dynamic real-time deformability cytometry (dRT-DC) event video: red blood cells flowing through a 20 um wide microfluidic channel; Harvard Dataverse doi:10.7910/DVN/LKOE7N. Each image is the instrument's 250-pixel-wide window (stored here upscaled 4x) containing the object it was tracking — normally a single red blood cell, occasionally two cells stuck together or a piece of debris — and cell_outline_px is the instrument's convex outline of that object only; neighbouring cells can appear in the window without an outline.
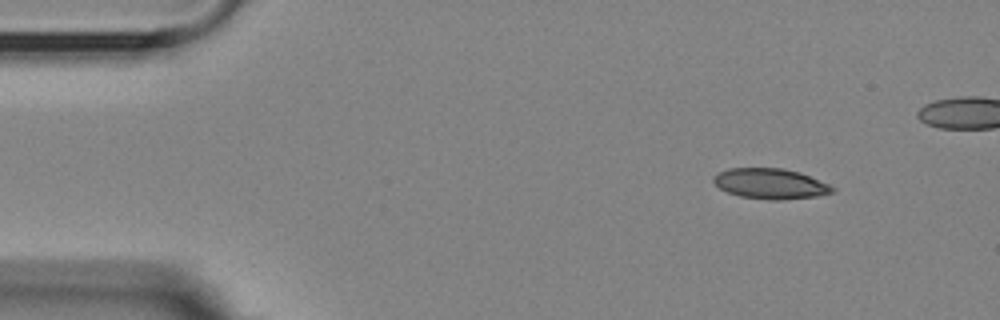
{"species": "Egyptian fruit bat (a non-hibernating species)", "species_latin": "Rousettus aegyptiacus", "temperature_condition": "room temperature", "stored_images_in_passage": 9, "camera_frame_rate_fps": 3000, "um_per_image_px": 0.085, "animal": {"sex": "female"}, "frame": {"image": 1, "passage_image": 1, "time_ms": 0.0, "image_size_px": [1000, 320], "cell_outline_px": [[836, 188], [832, 192], [816, 196], [780, 200], [772, 200], [740, 196], [728, 192], [720, 188], [712, 180], [712, 176], [728, 168], [784, 168], [800, 172], [828, 184]], "centroid_in_image_um": [65.47, 15.6], "position_along_channel_um": 19.5, "area_um2": 20.92}}
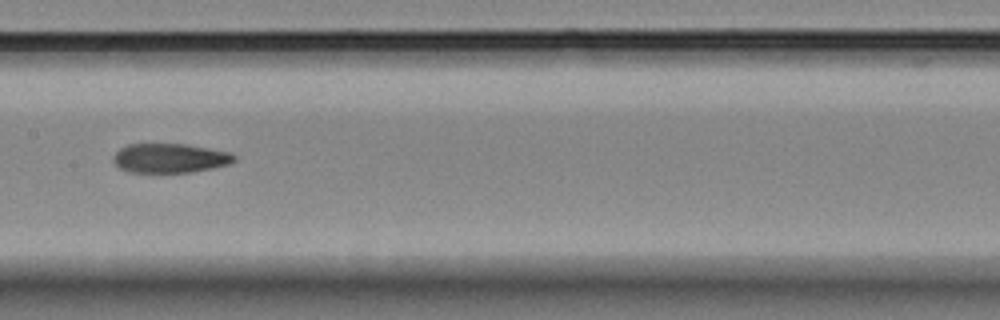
{"frame": {"image": 2, "passage_image": 7, "time_ms": 7.0, "image_size_px": [1000, 320], "cell_outline_px": [[236, 160], [228, 164], [212, 168], [192, 172], [128, 172], [120, 168], [112, 160], [112, 156], [120, 148], [128, 144], [188, 144], [232, 152], [236, 156]], "centroid_in_image_um": [14.46, 13.43], "position_along_channel_um": 192.9, "area_um2": 20.81}}
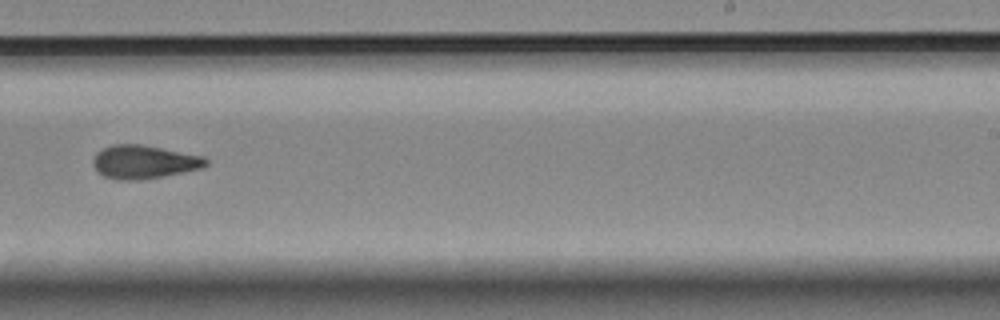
{"frame": {"image": 3, "passage_image": 9, "time_ms": 9.333, "image_size_px": [1000, 320], "cell_outline_px": [[208, 164], [204, 168], [164, 176], [140, 180], [116, 180], [104, 176], [96, 172], [92, 164], [92, 160], [96, 152], [112, 144], [140, 144], [204, 156], [208, 160]], "centroid_in_image_um": [12.22, 13.77], "position_along_channel_um": 276.8, "area_um2": 22.25}}